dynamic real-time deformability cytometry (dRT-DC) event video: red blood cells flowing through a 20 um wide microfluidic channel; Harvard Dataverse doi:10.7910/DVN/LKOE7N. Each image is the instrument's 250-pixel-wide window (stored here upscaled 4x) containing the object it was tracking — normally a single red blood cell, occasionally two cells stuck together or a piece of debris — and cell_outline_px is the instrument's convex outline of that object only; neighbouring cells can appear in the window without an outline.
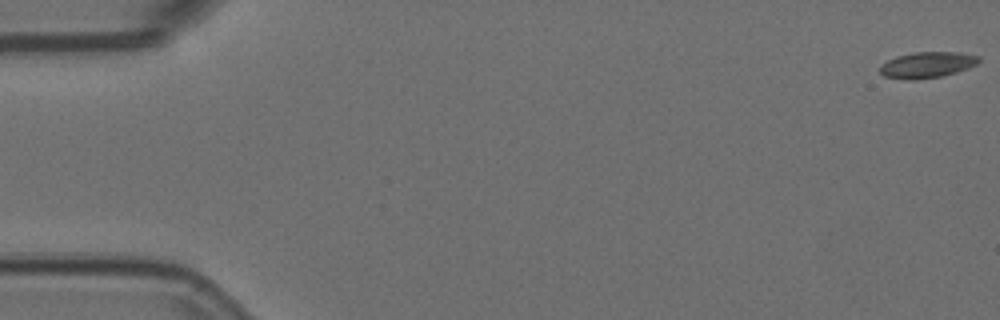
{"species": "Egyptian fruit bat (a non-hibernating species)", "species_latin": "Rousettus aegyptiacus", "temperature_condition": "room temperature", "stored_images_in_passage": 4, "camera_frame_rate_fps": 3000, "um_per_image_px": 0.085, "animal": {"sex": "female"}, "frame": {"image": 1, "passage_image": 1, "time_ms": 0.0, "image_size_px": [1000, 320], "cell_outline_px": [[980, 60], [976, 64], [968, 68], [956, 72], [940, 76], [916, 80], [912, 80], [884, 76], [880, 72], [880, 64], [896, 56], [916, 52], [960, 52], [980, 56]], "centroid_in_image_um": [78.81, 5.5], "position_along_channel_um": 6.2, "area_um2": 14.91}}